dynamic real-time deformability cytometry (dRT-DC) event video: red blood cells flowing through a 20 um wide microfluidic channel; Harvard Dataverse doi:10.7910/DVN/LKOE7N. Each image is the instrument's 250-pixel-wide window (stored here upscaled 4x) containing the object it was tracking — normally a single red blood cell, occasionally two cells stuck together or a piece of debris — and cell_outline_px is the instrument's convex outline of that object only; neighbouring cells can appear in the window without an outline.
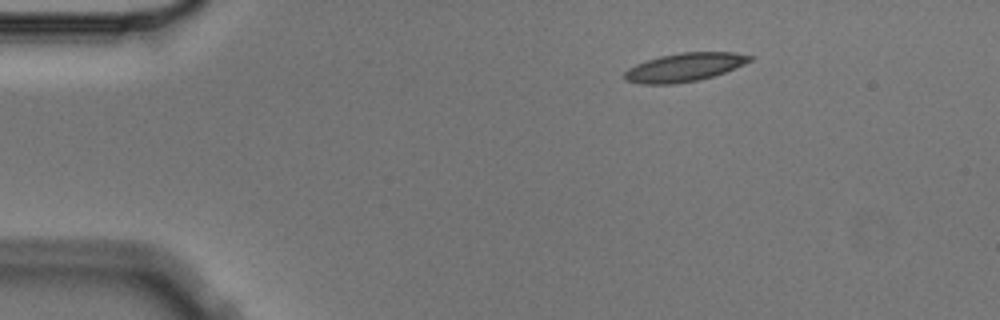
{"species": "Egyptian fruit bat (a non-hibernating species)", "species_latin": "Rousettus aegyptiacus", "temperature_condition": "cold", "stored_images_in_passage": 3, "camera_frame_rate_fps": 3000, "um_per_image_px": 0.085, "animal": {"sex": "male"}, "frame": {"image": 1, "passage_image": 1, "time_ms": 0.0, "image_size_px": [1000, 320], "cell_outline_px": [[756, 56], [752, 60], [744, 64], [724, 72], [712, 76], [696, 80], [672, 84], [640, 84], [624, 80], [624, 72], [628, 68], [636, 64], [660, 56], [680, 52], [736, 52]], "centroid_in_image_um": [58.18, 5.71], "position_along_channel_um": 26.8, "area_um2": 20.75}}
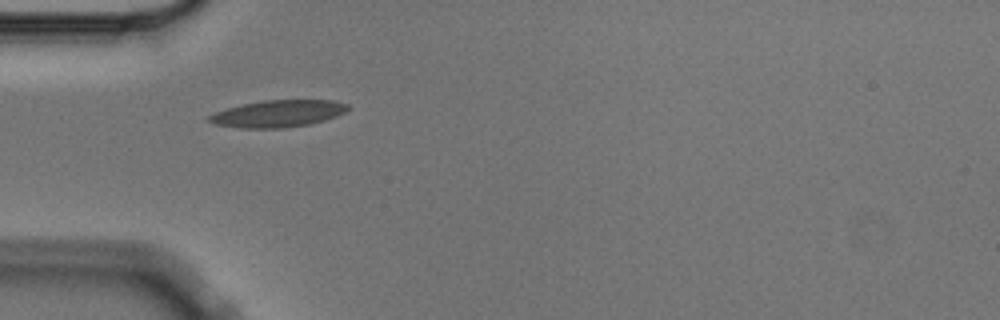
{"frame": {"image": 2, "passage_image": 3, "time_ms": 0.667, "image_size_px": [1000, 320], "cell_outline_px": [[352, 108], [336, 116], [324, 120], [308, 124], [280, 128], [240, 128], [212, 124], [208, 120], [208, 116], [216, 112], [228, 108], [244, 104], [264, 100], [332, 100], [348, 104]], "centroid_in_image_um": [23.64, 9.66], "position_along_channel_um": 61.4, "area_um2": 21.68}}